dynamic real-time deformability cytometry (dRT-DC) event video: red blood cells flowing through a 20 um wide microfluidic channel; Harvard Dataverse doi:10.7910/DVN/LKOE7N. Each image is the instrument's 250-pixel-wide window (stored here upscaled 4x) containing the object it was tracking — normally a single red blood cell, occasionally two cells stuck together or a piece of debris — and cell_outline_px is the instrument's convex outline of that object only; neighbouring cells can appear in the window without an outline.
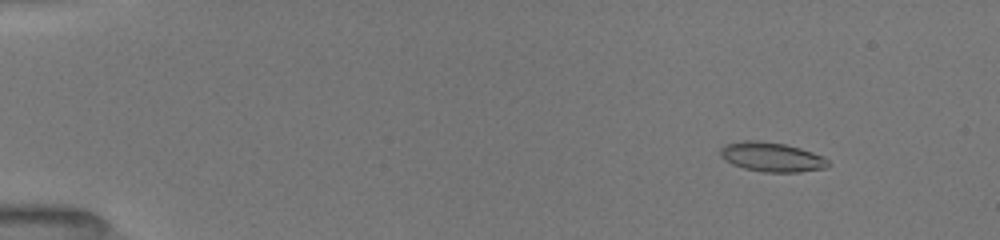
{"species": "common noctule bat (a hibernating species)", "species_latin": "Nyctalus noctula", "temperature_condition": "room temperature", "stored_images_in_passage": 13, "camera_frame_rate_fps": 3000, "um_per_image_px": 0.085, "animal": {"sex": "female", "body_mass_g": 19.5, "forearm_length_mm": 54.1}, "frame": {"image": 1, "passage_image": 5, "time_ms": 1.667, "image_size_px": [1000, 240], "cell_outline_px": [[832, 164], [828, 168], [800, 172], [764, 172], [744, 168], [732, 164], [724, 160], [720, 156], [720, 148], [724, 144], [744, 140], [760, 140], [784, 144], [800, 148], [824, 156]], "centroid_in_image_um": [65.61, 13.34], "position_along_channel_um": 19.4, "area_um2": 18.79}}
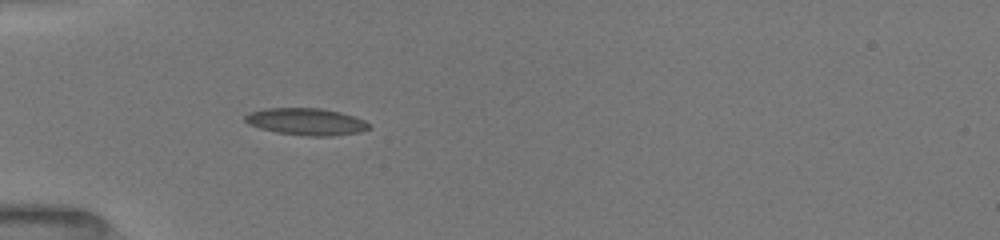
{"frame": {"image": 2, "passage_image": 13, "time_ms": 5.333, "image_size_px": [1000, 240], "cell_outline_px": [[372, 128], [360, 132], [328, 136], [308, 136], [276, 132], [260, 128], [248, 124], [244, 120], [244, 116], [248, 112], [264, 108], [320, 108], [340, 112], [364, 120]], "centroid_in_image_um": [25.99, 10.33], "position_along_channel_um": 59.0, "area_um2": 19.48}}